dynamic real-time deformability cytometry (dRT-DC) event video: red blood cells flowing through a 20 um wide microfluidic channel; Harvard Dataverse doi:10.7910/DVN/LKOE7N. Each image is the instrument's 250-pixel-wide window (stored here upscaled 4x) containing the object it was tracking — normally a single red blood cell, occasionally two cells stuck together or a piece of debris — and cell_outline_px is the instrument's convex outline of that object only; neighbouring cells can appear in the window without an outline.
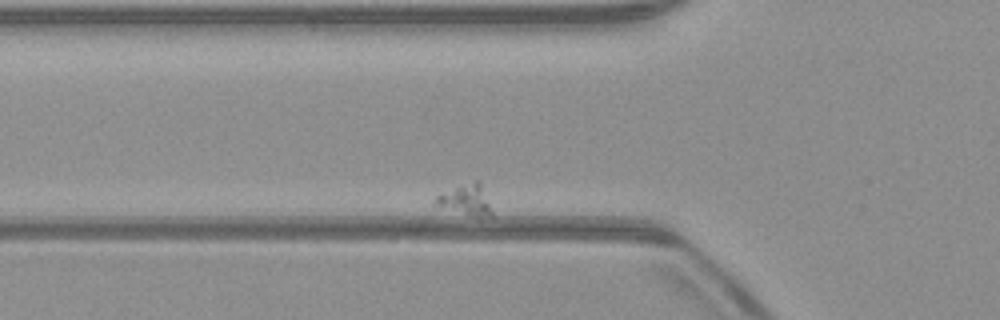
{"species": "common noctule bat (a hibernating species)", "species_latin": "Nyctalus noctula", "temperature_condition": "warm", "stored_images_in_passage": 52, "camera_frame_rate_fps": 3000, "um_per_image_px": 0.085, "animal": {"sex": "male", "body_mass_g": 23.1, "forearm_length_mm": 52.7}, "frame": {"image": 1, "passage_image": 8, "time_ms": 2.333, "image_size_px": [1000, 320], "cell_outline_px": [[496, 216], [480, 220], [476, 220], [432, 204], [436, 196], [476, 180], [480, 180]], "centroid_in_image_um": [39.71, 17.12], "position_along_channel_um": 86.1, "area_um2": 10.75}}